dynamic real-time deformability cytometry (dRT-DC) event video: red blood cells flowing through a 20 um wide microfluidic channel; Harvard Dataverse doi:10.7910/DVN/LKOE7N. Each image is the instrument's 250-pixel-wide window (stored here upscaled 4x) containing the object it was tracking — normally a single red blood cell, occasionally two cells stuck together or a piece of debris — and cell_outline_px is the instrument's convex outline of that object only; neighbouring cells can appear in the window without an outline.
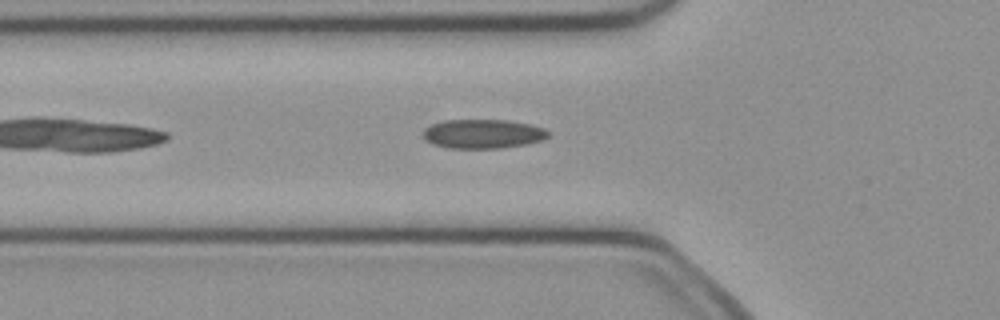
{"species": "common noctule bat (a hibernating species)", "species_latin": "Nyctalus noctula", "temperature_condition": "cold", "stored_images_in_passage": 25, "camera_frame_rate_fps": 3000, "um_per_image_px": 0.085, "animal": {"sex": "female", "body_mass_g": 21.9}, "frame": {"image": 1, "passage_image": 6, "time_ms": 1.667, "image_size_px": [1000, 320], "cell_outline_px": [[548, 136], [544, 140], [528, 144], [500, 148], [448, 148], [432, 144], [424, 140], [424, 128], [432, 124], [444, 120], [508, 120], [528, 124], [544, 128], [548, 132]], "centroid_in_image_um": [41.04, 11.38], "position_along_channel_um": 84.8, "area_um2": 21.33}}
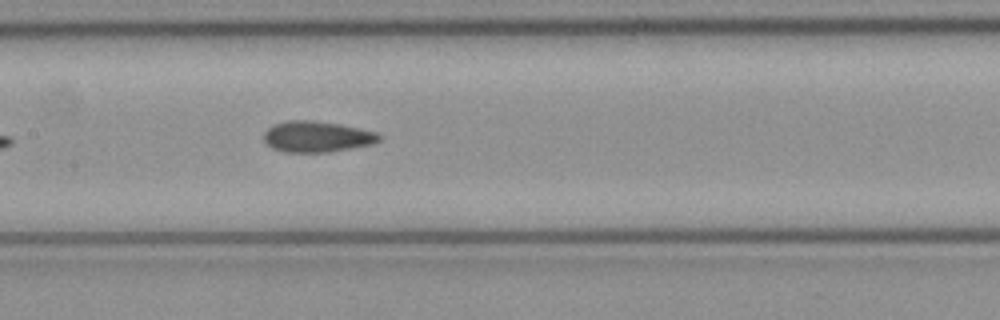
{"frame": {"image": 2, "passage_image": 13, "time_ms": 4.0, "image_size_px": [1000, 320], "cell_outline_px": [[380, 140], [372, 144], [332, 152], [284, 152], [272, 148], [264, 140], [264, 132], [272, 124], [288, 120], [312, 120], [340, 124], [376, 132], [380, 136]], "centroid_in_image_um": [26.91, 11.61], "position_along_channel_um": 180.5, "area_um2": 20.87}}
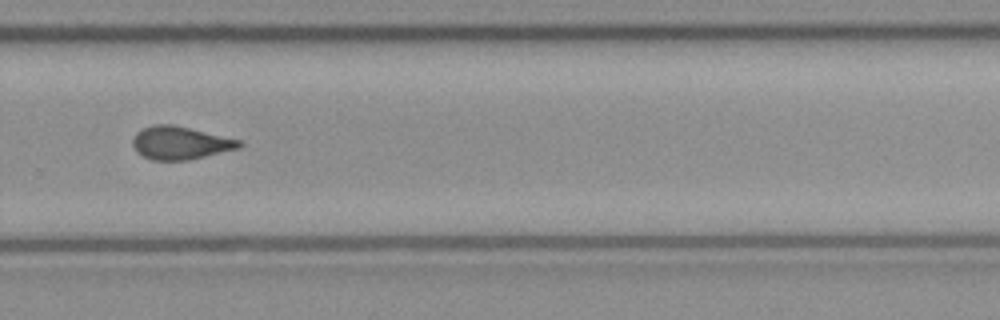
{"frame": {"image": 3, "passage_image": 23, "time_ms": 7.333, "image_size_px": [1000, 320], "cell_outline_px": [[244, 144], [240, 148], [188, 160], [152, 160], [136, 152], [132, 144], [132, 140], [136, 132], [152, 124], [172, 124], [240, 140]], "centroid_in_image_um": [15.3, 12.15], "position_along_channel_um": 314.5, "area_um2": 20.4}}